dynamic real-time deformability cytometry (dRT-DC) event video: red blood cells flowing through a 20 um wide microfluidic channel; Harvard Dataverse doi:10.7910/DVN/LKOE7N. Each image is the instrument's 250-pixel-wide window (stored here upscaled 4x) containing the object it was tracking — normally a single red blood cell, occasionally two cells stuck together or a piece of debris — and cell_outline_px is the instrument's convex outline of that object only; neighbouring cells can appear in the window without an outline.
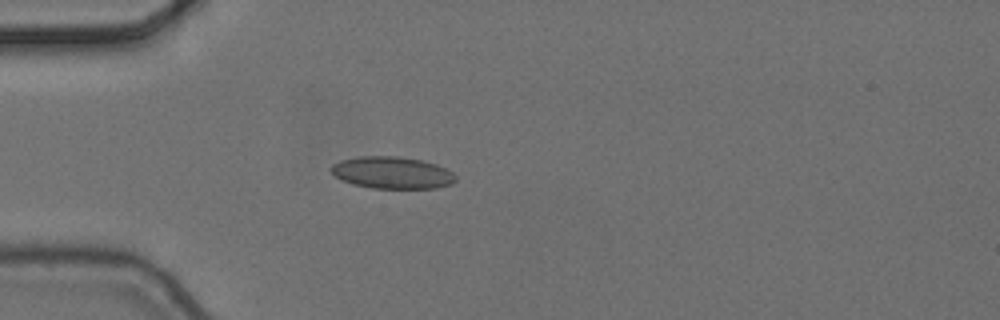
{"species": "common noctule bat (a hibernating species)", "species_latin": "Nyctalus noctula", "temperature_condition": "cold", "stored_images_in_passage": 4, "camera_frame_rate_fps": 3000, "um_per_image_px": 0.085, "animal": {"sex": "female", "body_mass_g": 24.6, "forearm_length_mm": 56.2}, "frame": {"image": 1, "passage_image": 3, "time_ms": 0.667, "image_size_px": [1000, 320], "cell_outline_px": [[456, 180], [452, 184], [436, 188], [372, 188], [352, 184], [336, 176], [328, 168], [332, 164], [340, 160], [360, 156], [400, 156], [420, 160], [436, 164], [452, 172], [456, 176]], "centroid_in_image_um": [33.32, 14.67], "position_along_channel_um": 51.7, "area_um2": 23.24}}